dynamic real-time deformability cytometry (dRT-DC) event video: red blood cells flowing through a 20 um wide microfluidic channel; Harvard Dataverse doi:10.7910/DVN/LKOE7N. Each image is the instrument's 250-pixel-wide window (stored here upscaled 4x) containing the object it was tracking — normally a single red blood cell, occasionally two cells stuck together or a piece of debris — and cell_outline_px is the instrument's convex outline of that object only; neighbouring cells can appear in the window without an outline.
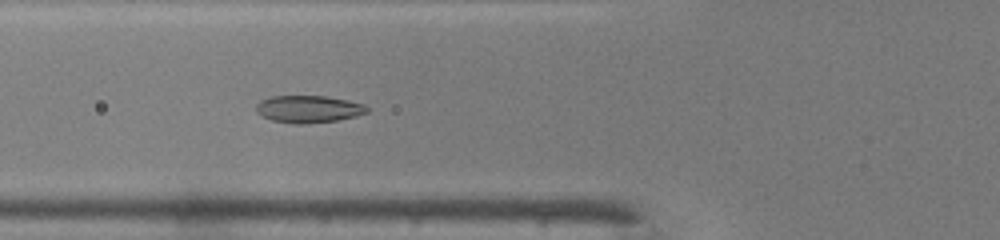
{"species": "common noctule bat (a hibernating species)", "species_latin": "Nyctalus noctula", "temperature_condition": "warm", "stored_images_in_passage": 43, "camera_frame_rate_fps": 3000, "um_per_image_px": 0.085, "animal": {"sex": "male", "body_mass_g": 19.0, "forearm_length_mm": 50.8}, "frame": {"image": 1, "passage_image": 14, "time_ms": 4.333, "image_size_px": [1000, 240], "cell_outline_px": [[368, 112], [356, 116], [336, 120], [304, 124], [296, 124], [272, 120], [256, 112], [256, 104], [260, 100], [272, 96], [324, 96], [348, 100], [364, 104], [368, 108]], "centroid_in_image_um": [26.22, 9.26], "position_along_channel_um": 99.6, "area_um2": 17.51}}
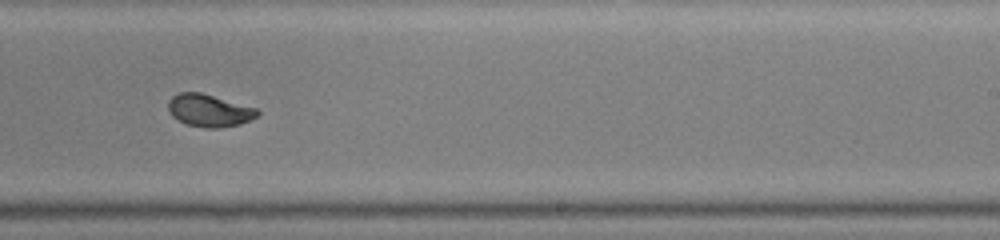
{"frame": {"image": 2, "passage_image": 26, "time_ms": 8.333, "image_size_px": [1000, 240], "cell_outline_px": [[260, 112], [256, 116], [240, 124], [220, 128], [204, 128], [188, 124], [172, 116], [168, 112], [168, 100], [172, 96], [180, 92], [200, 92], [256, 108]], "centroid_in_image_um": [17.75, 9.39], "position_along_channel_um": 271.3, "area_um2": 16.7}}
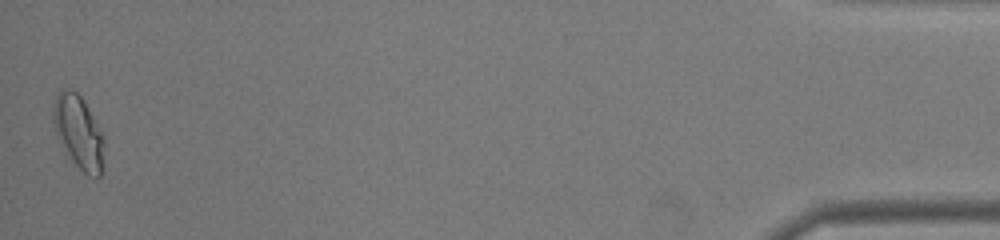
{"frame": {"image": 3, "passage_image": 43, "time_ms": 14.0, "image_size_px": [1000, 240], "cell_outline_px": [[104, 144], [100, 176], [88, 176], [76, 164], [56, 132], [52, 112], [56, 96], [64, 88], [72, 88], [84, 100], [104, 136]], "centroid_in_image_um": [6.7, 11.17], "position_along_channel_um": 428.5, "area_um2": 20.92}, "authors_computed_cell_mechanics": {"area_um2": 17.34, "velocity_mm_per_s": 4.2938, "shape_relaxation_time_tau1_ms": 4.4473, "shape_relaxation_time_tau2_ms": null, "deformation_change_tau1": 0.1919, "deformation_change_tau2": null}}